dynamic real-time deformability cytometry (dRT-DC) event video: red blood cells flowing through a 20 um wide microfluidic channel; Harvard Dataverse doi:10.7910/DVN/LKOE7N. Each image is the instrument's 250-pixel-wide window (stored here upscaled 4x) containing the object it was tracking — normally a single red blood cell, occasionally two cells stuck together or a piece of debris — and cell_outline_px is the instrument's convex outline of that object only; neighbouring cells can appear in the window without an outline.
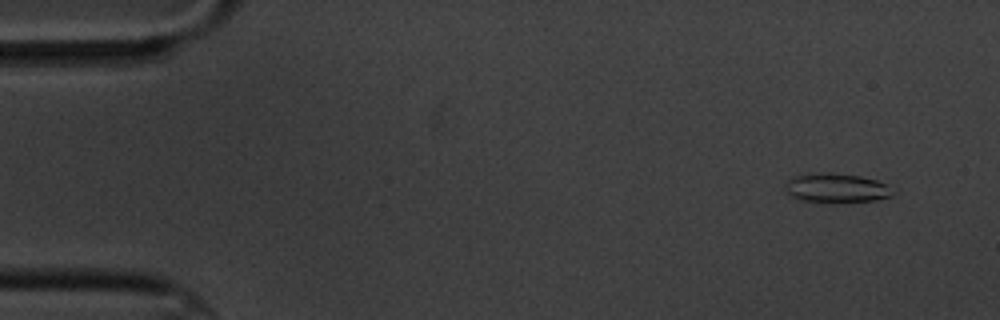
{"species": "common noctule bat (a hibernating species)", "species_latin": "Nyctalus noctula", "temperature_condition": "cold", "stored_images_in_passage": 4, "camera_frame_rate_fps": 3000, "um_per_image_px": 0.085, "animal": {"sex": "male", "body_mass_g": 20.1, "forearm_length_mm": 53.5}, "frame": {"image": 1, "passage_image": 1, "time_ms": 0.0, "image_size_px": [1000, 320], "cell_outline_px": [[892, 196], [876, 200], [832, 204], [796, 200], [784, 188], [784, 184], [792, 176], [820, 172], [828, 172], [860, 176], [876, 180], [884, 184], [892, 192]], "centroid_in_image_um": [71.01, 16.01], "position_along_channel_um": 14.0, "area_um2": 18.73}}
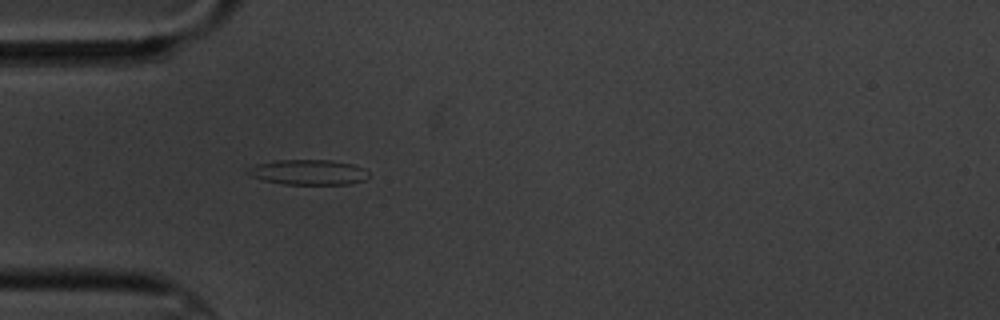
{"frame": {"image": 2, "passage_image": 4, "time_ms": 4.333, "image_size_px": [1000, 320], "cell_outline_px": [[368, 176], [364, 180], [348, 184], [284, 184], [264, 180], [248, 176], [244, 172], [248, 168], [256, 164], [276, 160], [332, 160], [352, 164], [364, 168], [368, 172]], "centroid_in_image_um": [26.17, 14.63], "position_along_channel_um": 58.8, "area_um2": 17.8}}